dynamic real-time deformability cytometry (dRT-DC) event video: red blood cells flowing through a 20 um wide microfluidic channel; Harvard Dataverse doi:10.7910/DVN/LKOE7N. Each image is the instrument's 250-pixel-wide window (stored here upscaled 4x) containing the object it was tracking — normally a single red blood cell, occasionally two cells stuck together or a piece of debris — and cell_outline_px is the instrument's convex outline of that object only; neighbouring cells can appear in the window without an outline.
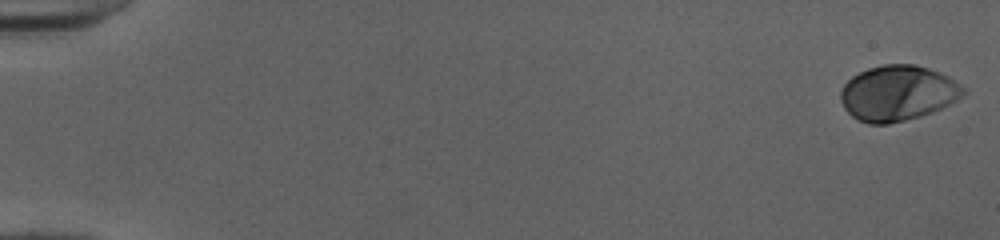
{"species": "human", "species_latin": "Homo sapiens", "temperature_condition": "cold", "stored_images_in_passage": 52, "camera_frame_rate_fps": 3000, "um_per_image_px": 0.085, "donor": {"sex": "female"}, "frame": {"image": 1, "passage_image": 1, "time_ms": 0.0, "image_size_px": [1000, 240], "cell_outline_px": [[968, 92], [964, 96], [932, 112], [920, 116], [888, 124], [868, 124], [856, 120], [844, 108], [840, 100], [840, 92], [844, 84], [852, 76], [868, 68], [884, 64], [916, 64], [940, 72], [948, 76], [960, 84]], "centroid_in_image_um": [76.3, 7.91], "position_along_channel_um": 8.7, "area_um2": 39.77}}
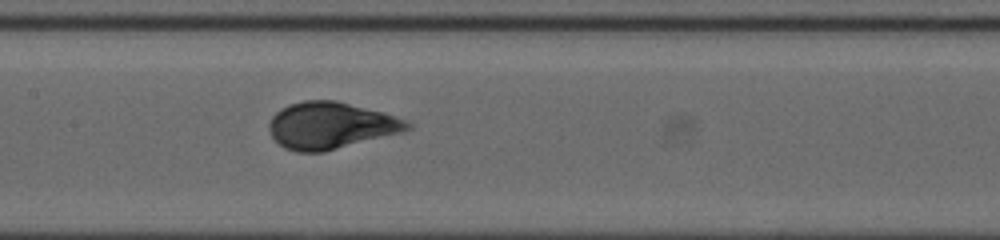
{"frame": {"image": 2, "passage_image": 27, "time_ms": 8.667, "image_size_px": [1000, 240], "cell_outline_px": [[412, 128], [404, 132], [324, 152], [296, 152], [284, 148], [272, 136], [268, 128], [268, 124], [272, 116], [280, 108], [288, 104], [304, 100], [336, 100], [380, 112], [408, 120], [412, 124]], "centroid_in_image_um": [28.1, 10.67], "position_along_channel_um": 179.3, "area_um2": 37.8}}
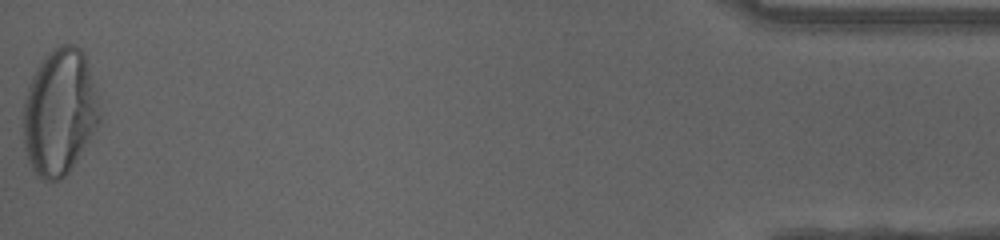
{"frame": {"image": 3, "passage_image": 52, "time_ms": 17.0, "image_size_px": [1000, 240], "cell_outline_px": [[100, 120], [76, 160], [68, 172], [60, 180], [44, 180], [36, 176], [28, 160], [24, 144], [24, 100], [28, 84], [36, 68], [44, 56], [48, 52], [60, 44], [72, 44], [80, 48], [84, 52], [88, 64], [96, 96], [100, 116]], "centroid_in_image_um": [5.03, 9.5], "position_along_channel_um": 430.2, "area_um2": 55.6}, "authors_computed_cell_mechanics": {"area_um2": 37.7434, "velocity_mm_per_s": 4.0166, "shape_relaxation_time_tau1_ms": 3.8913, "shape_relaxation_time_tau2_ms": null, "deformation_change_tau1": 0.1861, "deformation_change_tau2": null}}